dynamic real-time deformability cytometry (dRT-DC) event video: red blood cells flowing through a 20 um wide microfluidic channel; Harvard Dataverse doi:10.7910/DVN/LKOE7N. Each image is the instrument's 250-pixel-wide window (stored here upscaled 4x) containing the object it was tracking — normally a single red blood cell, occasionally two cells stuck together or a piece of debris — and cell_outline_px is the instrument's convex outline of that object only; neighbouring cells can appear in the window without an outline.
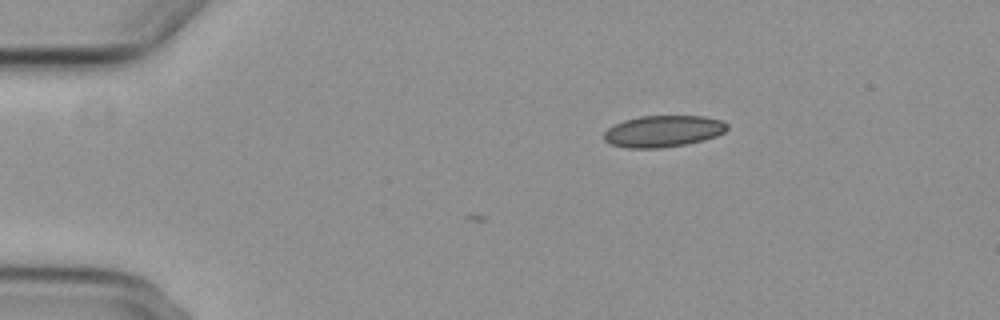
{"species": "common noctule bat (a hibernating species)", "species_latin": "Nyctalus noctula", "temperature_condition": "cold", "stored_images_in_passage": 2, "camera_frame_rate_fps": 3000, "um_per_image_px": 0.085, "animal": {"sex": "female", "body_mass_g": 29.2, "forearm_length_mm": 56.3}, "frame": {"image": 1, "passage_image": 2, "time_ms": 1.333, "image_size_px": [1000, 320], "cell_outline_px": [[728, 128], [724, 132], [716, 136], [704, 140], [684, 144], [660, 148], [628, 148], [612, 144], [604, 140], [604, 132], [608, 128], [624, 120], [640, 116], [704, 116], [720, 120], [728, 124]], "centroid_in_image_um": [56.38, 11.15], "position_along_channel_um": 28.6, "area_um2": 22.54}}